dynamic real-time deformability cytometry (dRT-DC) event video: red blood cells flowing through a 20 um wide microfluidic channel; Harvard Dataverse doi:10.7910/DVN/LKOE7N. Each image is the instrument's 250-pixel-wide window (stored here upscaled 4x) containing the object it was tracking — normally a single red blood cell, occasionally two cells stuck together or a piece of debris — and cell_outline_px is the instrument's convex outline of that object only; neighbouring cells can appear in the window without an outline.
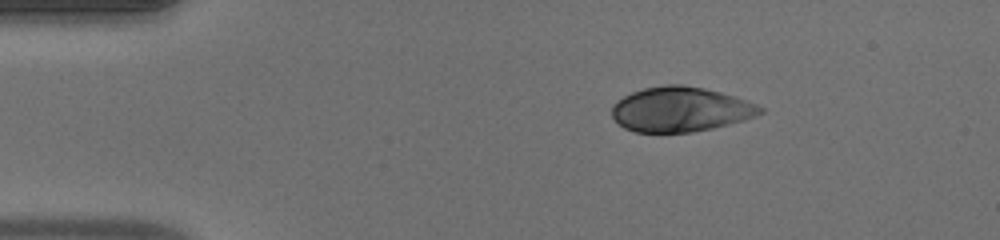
{"species": "human", "species_latin": "Homo sapiens", "temperature_condition": "warm", "stored_images_in_passage": 43, "camera_frame_rate_fps": 3000, "um_per_image_px": 0.085, "donor": {"sex": "male"}, "frame": {"image": 1, "passage_image": 1, "time_ms": 0.0, "image_size_px": [1000, 240], "cell_outline_px": [[764, 112], [756, 116], [744, 120], [712, 128], [692, 132], [636, 132], [624, 128], [612, 116], [612, 104], [616, 100], [632, 92], [644, 88], [664, 84], [684, 84], [704, 88], [720, 92], [756, 104], [764, 108]], "centroid_in_image_um": [57.82, 9.29], "position_along_channel_um": 27.2, "area_um2": 38.67}}
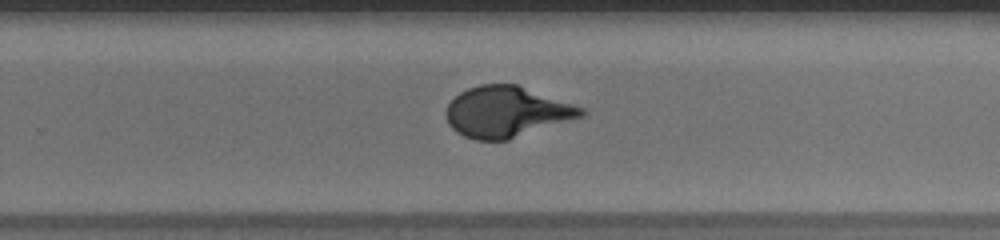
{"frame": {"image": 2, "passage_image": 25, "time_ms": 8.0, "image_size_px": [1000, 240], "cell_outline_px": [[584, 116], [508, 140], [476, 140], [464, 136], [456, 132], [448, 124], [444, 112], [448, 104], [460, 92], [468, 88], [480, 84], [516, 84], [584, 108]], "centroid_in_image_um": [43.02, 9.51], "position_along_channel_um": 286.8, "area_um2": 39.88}}
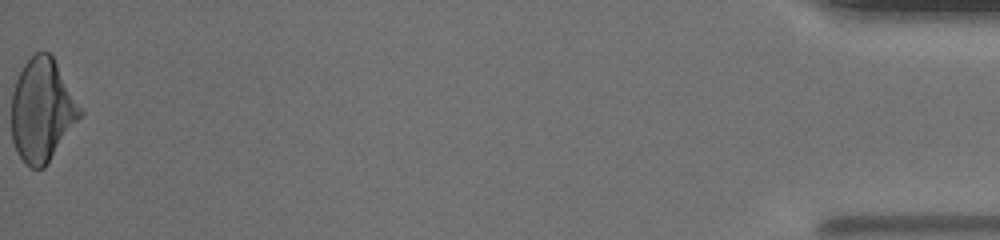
{"frame": {"image": 3, "passage_image": 43, "time_ms": 14.0, "image_size_px": [1000, 240], "cell_outline_px": [[84, 112], [44, 168], [32, 168], [16, 152], [12, 140], [12, 92], [16, 80], [24, 64], [36, 52], [48, 52], [52, 56]], "centroid_in_image_um": [3.57, 9.37], "position_along_channel_um": 431.6, "area_um2": 40.58}, "authors_computed_cell_mechanics": {"area_um2": 39.882, "velocity_mm_per_s": 4.0754, "shape_relaxation_time_tau1_ms": 4.4094, "shape_relaxation_time_tau2_ms": null, "deformation_change_tau1": 0.2171, "deformation_change_tau2": null}}